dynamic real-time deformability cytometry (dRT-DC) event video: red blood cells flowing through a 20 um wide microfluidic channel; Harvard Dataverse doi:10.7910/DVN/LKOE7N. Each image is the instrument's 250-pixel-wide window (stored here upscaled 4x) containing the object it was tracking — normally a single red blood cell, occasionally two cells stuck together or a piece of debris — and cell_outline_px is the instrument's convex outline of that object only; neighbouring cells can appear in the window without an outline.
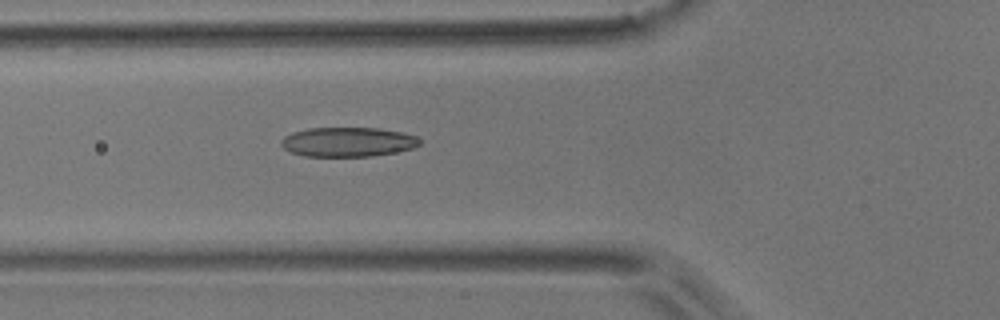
{"species": "common noctule bat (a hibernating species)", "species_latin": "Nyctalus noctula", "temperature_condition": "room temperature", "stored_images_in_passage": 6, "camera_frame_rate_fps": 3000, "um_per_image_px": 0.085, "animal": {"sex": "male", "body_mass_g": 17.9}, "frame": {"image": 1, "passage_image": 6, "time_ms": 5.667, "image_size_px": [1000, 320], "cell_outline_px": [[420, 144], [412, 148], [396, 152], [372, 156], [304, 156], [292, 152], [284, 148], [280, 144], [280, 140], [284, 136], [292, 132], [308, 128], [380, 128], [400, 132], [416, 136], [420, 140]], "centroid_in_image_um": [29.54, 12.06], "position_along_channel_um": 96.3, "area_um2": 23.76}}